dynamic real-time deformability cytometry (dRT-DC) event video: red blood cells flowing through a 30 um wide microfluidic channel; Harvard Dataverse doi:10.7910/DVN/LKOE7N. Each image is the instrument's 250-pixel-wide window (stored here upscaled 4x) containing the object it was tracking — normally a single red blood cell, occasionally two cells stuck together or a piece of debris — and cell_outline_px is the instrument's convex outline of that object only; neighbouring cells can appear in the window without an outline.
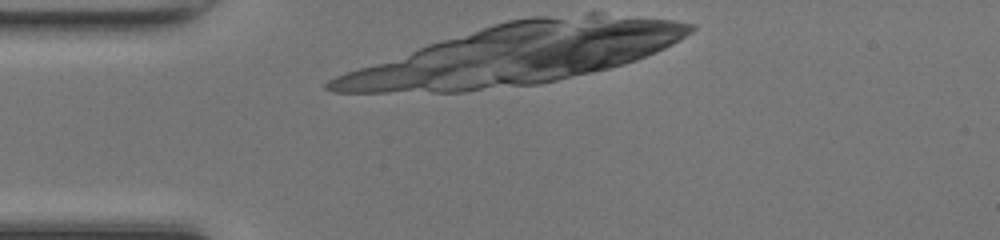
{"species": "common noctule bat (a hibernating species)", "species_latin": "Nyctalus noctula", "temperature_condition": "room temperature", "stored_images_in_passage": 9, "camera_frame_rate_fps": 3000, "um_per_image_px": 0.085, "animal": {"sex": "female", "body_mass_g": 17.0, "forearm_length_mm": 48.0}, "frame": {"image": 1, "passage_image": 1, "time_ms": 0.0, "image_size_px": [1000, 240], "cell_outline_px": [[476, 60], [468, 64], [424, 84], [400, 88], [364, 92], [332, 88], [328, 84], [352, 72], [368, 68], [404, 60]], "centroid_in_image_um": [33.77, 6.38], "position_along_channel_um": 51.2, "area_um2": 19.25}}
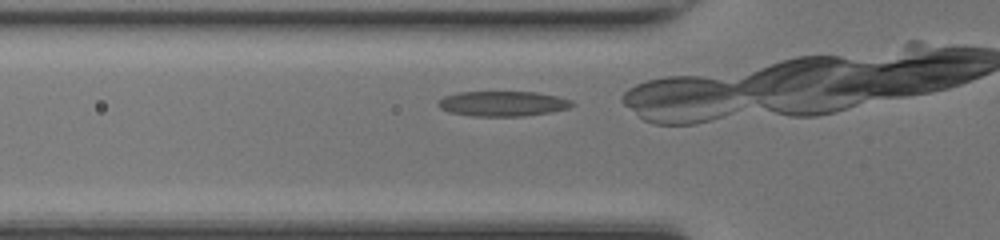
{"frame": {"image": 2, "passage_image": 4, "time_ms": 1.0, "image_size_px": [1000, 240], "cell_outline_px": [[568, 104], [560, 108], [540, 112], [460, 112], [444, 108], [440, 104], [444, 100], [456, 96], [472, 92], [520, 92], [548, 96], [560, 100]], "centroid_in_image_um": [42.66, 8.72], "position_along_channel_um": 83.1, "area_um2": 14.91}}